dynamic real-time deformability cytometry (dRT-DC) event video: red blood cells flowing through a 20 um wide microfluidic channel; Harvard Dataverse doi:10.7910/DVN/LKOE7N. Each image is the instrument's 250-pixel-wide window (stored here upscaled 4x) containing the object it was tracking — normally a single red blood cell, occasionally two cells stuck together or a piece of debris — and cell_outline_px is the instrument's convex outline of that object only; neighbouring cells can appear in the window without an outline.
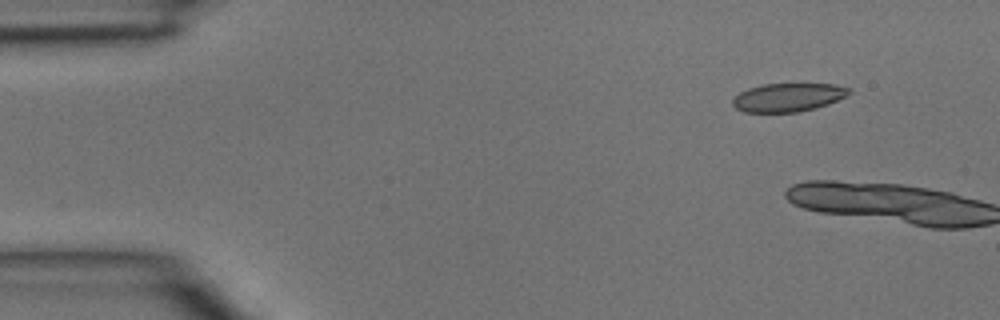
{"species": "common noctule bat (a hibernating species)", "species_latin": "Nyctalus noctula", "temperature_condition": "room temperature", "stored_images_in_passage": 5, "camera_frame_rate_fps": 3000, "um_per_image_px": 0.085, "animal": {"sex": "male", "body_mass_g": 15.6}, "frame": {"image": 1, "passage_image": 1, "time_ms": 0.0, "image_size_px": [1000, 320], "cell_outline_px": [[852, 92], [828, 104], [816, 108], [796, 112], [744, 112], [736, 108], [732, 104], [732, 100], [740, 92], [748, 88], [764, 84], [836, 84], [852, 88]], "centroid_in_image_um": [67.0, 8.27], "position_along_channel_um": 18.0, "area_um2": 19.25}}